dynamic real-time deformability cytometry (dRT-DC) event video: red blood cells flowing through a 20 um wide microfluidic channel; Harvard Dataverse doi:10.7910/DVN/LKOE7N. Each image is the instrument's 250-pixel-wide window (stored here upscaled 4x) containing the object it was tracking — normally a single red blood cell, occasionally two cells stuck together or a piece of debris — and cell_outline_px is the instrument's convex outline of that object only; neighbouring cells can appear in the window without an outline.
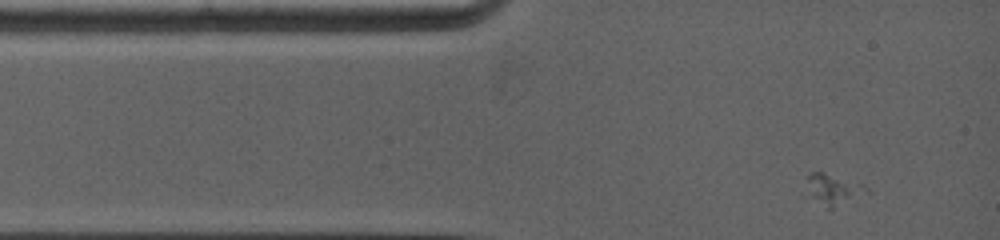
{"species": "common noctule bat (a hibernating species)", "species_latin": "Nyctalus noctula", "temperature_condition": "warm", "stored_images_in_passage": 14, "camera_frame_rate_fps": 5000, "um_per_image_px": 0.085, "animal": {"sex": "female", "body_mass_g": 19.0, "forearm_length_mm": 53.3}, "frame": {"image": 1, "passage_image": 1, "time_ms": 0.0, "image_size_px": [1000, 240], "cell_outline_px": [[872, 192], [832, 208], [828, 208], [812, 196], [808, 180], [808, 172], [824, 172], [864, 184]], "centroid_in_image_um": [70.95, 16.07], "position_along_channel_um": 14.0, "area_um2": 10.4}}
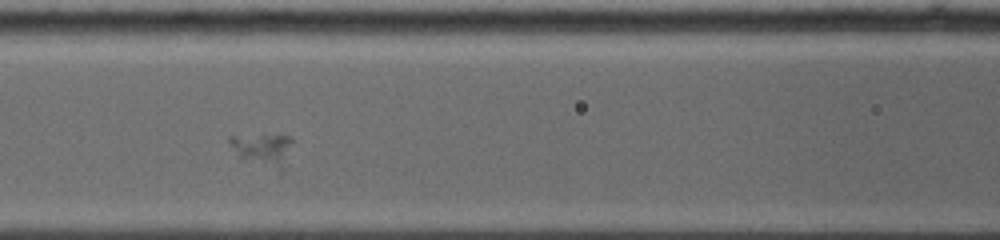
{"frame": {"image": 2, "passage_image": 5, "time_ms": 4.4, "image_size_px": [1000, 240], "cell_outline_px": [[292, 140], [284, 168], [280, 172], [240, 160], [228, 140], [228, 136], [292, 136]], "centroid_in_image_um": [22.32, 12.77], "position_along_channel_um": 144.3, "area_um2": 11.91}}
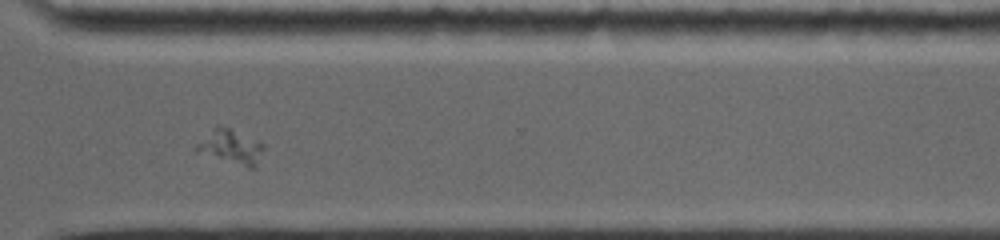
{"frame": {"image": 3, "passage_image": 12, "time_ms": 10.0, "image_size_px": [1000, 240], "cell_outline_px": [[264, 148], [256, 168], [248, 168], [192, 148], [216, 124], [220, 124], [264, 144]], "centroid_in_image_um": [19.65, 12.46], "position_along_channel_um": 351.0, "area_um2": 13.01}}